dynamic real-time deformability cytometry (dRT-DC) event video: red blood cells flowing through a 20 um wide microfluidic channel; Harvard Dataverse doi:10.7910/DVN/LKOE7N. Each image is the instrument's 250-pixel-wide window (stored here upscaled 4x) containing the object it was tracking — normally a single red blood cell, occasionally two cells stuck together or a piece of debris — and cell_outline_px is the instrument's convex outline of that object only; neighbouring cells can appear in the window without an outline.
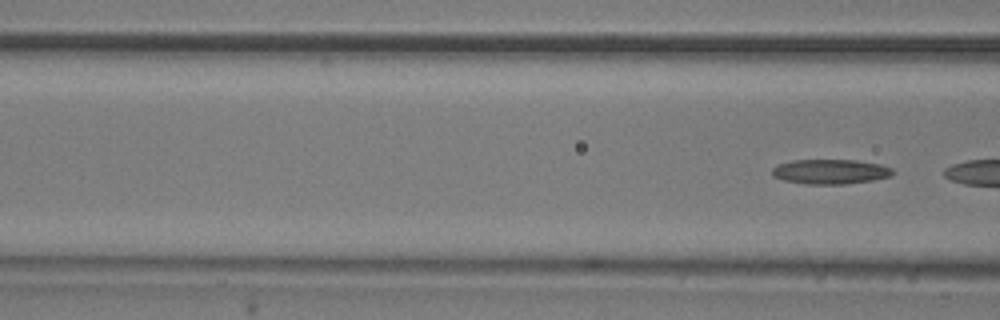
{"species": "common noctule bat (a hibernating species)", "species_latin": "Nyctalus noctula", "temperature_condition": "room temperature", "stored_images_in_passage": 4, "camera_frame_rate_fps": 3000, "um_per_image_px": 0.085, "animal": {"sex": "male", "body_mass_g": 20.5, "forearm_length_mm": 52.5}, "frame": {"image": 1, "passage_image": 4, "time_ms": 1.0, "image_size_px": [1000, 320], "cell_outline_px": [[892, 176], [872, 180], [844, 184], [804, 184], [784, 180], [772, 176], [772, 168], [780, 164], [792, 160], [856, 160], [880, 164], [892, 168]], "centroid_in_image_um": [70.57, 14.59], "position_along_channel_um": 96.0, "area_um2": 17.34}}